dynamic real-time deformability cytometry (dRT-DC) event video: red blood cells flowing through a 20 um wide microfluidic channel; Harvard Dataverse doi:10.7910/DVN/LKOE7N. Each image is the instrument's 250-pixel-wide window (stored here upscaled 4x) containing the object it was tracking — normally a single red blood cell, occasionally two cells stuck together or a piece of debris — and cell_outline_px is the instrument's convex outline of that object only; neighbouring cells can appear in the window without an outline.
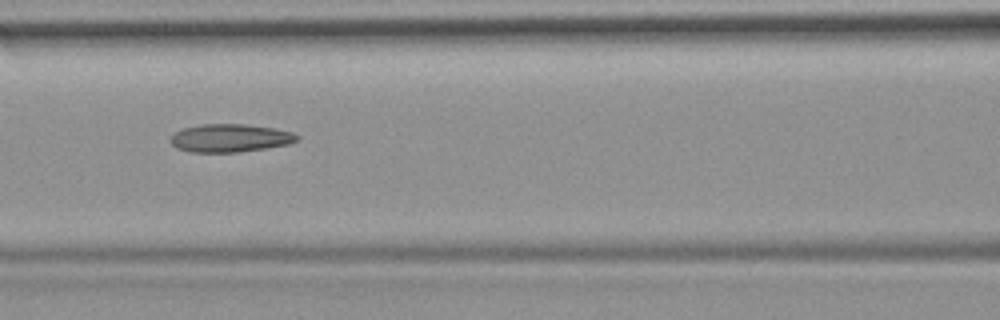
{"species": "common noctule bat (a hibernating species)", "species_latin": "Nyctalus noctula", "temperature_condition": "room temperature", "stored_images_in_passage": 53, "camera_frame_rate_fps": 3000, "um_per_image_px": 0.085, "animal": {"sex": "female", "body_mass_g": 19.9}, "frame": {"image": 1, "passage_image": 23, "time_ms": 7.333, "image_size_px": [1000, 320], "cell_outline_px": [[300, 136], [296, 140], [288, 144], [268, 148], [240, 152], [188, 152], [176, 148], [168, 140], [176, 132], [184, 128], [200, 124], [244, 124], [272, 128], [292, 132]], "centroid_in_image_um": [19.53, 11.74], "position_along_channel_um": 147.1, "area_um2": 20.69}, "authors_computed_cell_mechanics": {"area_um2": 21.1548, "velocity_mm_per_s": 3.8007, "shape_relaxation_time_tau1_ms": null, "shape_relaxation_time_tau2_ms": 2.7264, "deformation_change_tau1": null, "deformation_change_tau2": 0.1332}}